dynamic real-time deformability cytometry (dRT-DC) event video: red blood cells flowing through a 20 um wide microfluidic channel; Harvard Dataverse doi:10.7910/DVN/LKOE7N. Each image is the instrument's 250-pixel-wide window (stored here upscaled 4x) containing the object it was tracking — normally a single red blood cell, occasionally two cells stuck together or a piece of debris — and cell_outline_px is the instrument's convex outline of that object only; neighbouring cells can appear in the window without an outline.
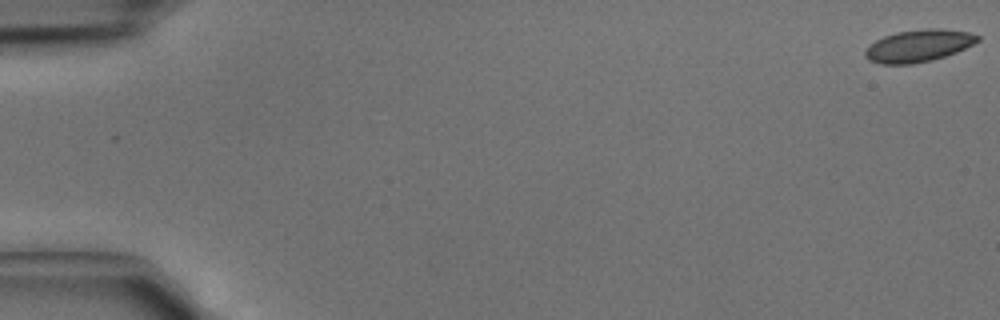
{"species": "common noctule bat (a hibernating species)", "species_latin": "Nyctalus noctula", "temperature_condition": "cold", "stored_images_in_passage": 6, "camera_frame_rate_fps": 3000, "um_per_image_px": 0.085, "animal": {"sex": "male", "body_mass_g": 15.6}, "frame": {"image": 1, "passage_image": 1, "time_ms": 0.0, "image_size_px": [1000, 320], "cell_outline_px": [[980, 40], [956, 52], [932, 60], [912, 64], [880, 64], [868, 60], [864, 56], [864, 52], [876, 40], [884, 36], [896, 32], [924, 28], [940, 28], [968, 32], [980, 36]], "centroid_in_image_um": [78.07, 3.88], "position_along_channel_um": 6.9, "area_um2": 21.04}}
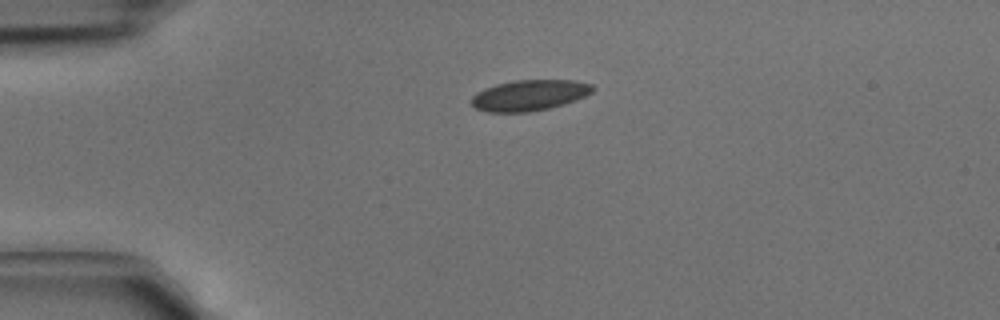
{"frame": {"image": 2, "passage_image": 4, "time_ms": 1.0, "image_size_px": [1000, 320], "cell_outline_px": [[596, 88], [592, 92], [584, 96], [564, 104], [548, 108], [528, 112], [488, 112], [476, 108], [472, 104], [472, 96], [476, 92], [484, 88], [496, 84], [512, 80], [576, 80], [592, 84]], "centroid_in_image_um": [45.0, 8.08], "position_along_channel_um": 40.0, "area_um2": 21.79}}
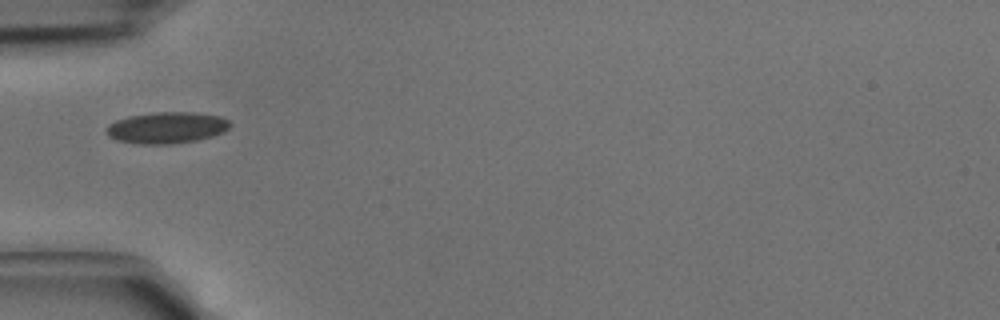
{"frame": {"image": 3, "passage_image": 5, "time_ms": 1.333, "image_size_px": [1000, 320], "cell_outline_px": [[232, 124], [224, 132], [212, 136], [196, 140], [172, 144], [140, 144], [116, 140], [108, 136], [108, 124], [116, 120], [128, 116], [156, 112], [192, 112], [220, 116], [228, 120]], "centroid_in_image_um": [14.18, 10.85], "position_along_channel_um": 70.8, "area_um2": 22.6}}